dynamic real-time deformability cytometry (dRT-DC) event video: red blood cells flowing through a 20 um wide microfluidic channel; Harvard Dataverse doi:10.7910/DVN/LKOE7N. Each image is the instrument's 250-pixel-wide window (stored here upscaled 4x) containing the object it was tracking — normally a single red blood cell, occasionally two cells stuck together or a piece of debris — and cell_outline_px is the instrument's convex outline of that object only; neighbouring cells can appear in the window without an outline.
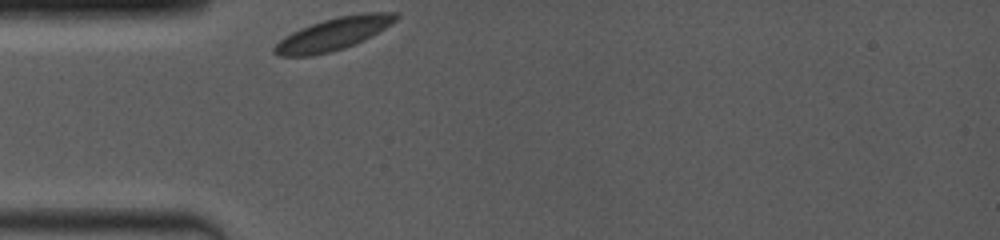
{"species": "common noctule bat (a hibernating species)", "species_latin": "Nyctalus noctula", "temperature_condition": "room temperature", "stored_images_in_passage": 39, "camera_frame_rate_fps": 4000, "um_per_image_px": 0.085, "animal": {"sex": "female", "body_mass_g": 19.0, "forearm_length_mm": 53.3}, "frame": {"image": 1, "passage_image": 1, "time_ms": 0.0, "image_size_px": [1000, 240], "cell_outline_px": [[400, 16], [396, 20], [372, 36], [356, 44], [332, 52], [312, 56], [276, 56], [272, 52], [272, 48], [284, 36], [300, 28], [324, 20], [340, 16], [364, 12], [396, 12]], "centroid_in_image_um": [28.33, 2.9], "position_along_channel_um": 56.7, "area_um2": 23.06}}
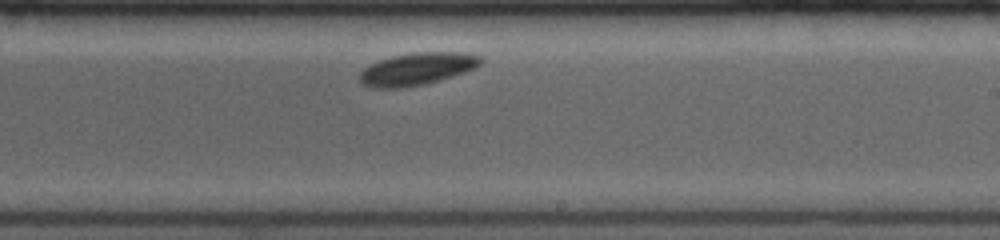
{"frame": {"image": 2, "passage_image": 23, "time_ms": 5.5, "image_size_px": [1000, 240], "cell_outline_px": [[484, 60], [480, 64], [464, 72], [440, 80], [424, 84], [400, 88], [380, 88], [364, 84], [360, 80], [360, 72], [364, 68], [380, 60], [392, 56], [416, 52], [464, 52], [480, 56]], "centroid_in_image_um": [35.48, 5.84], "position_along_channel_um": 253.5, "area_um2": 22.48}}
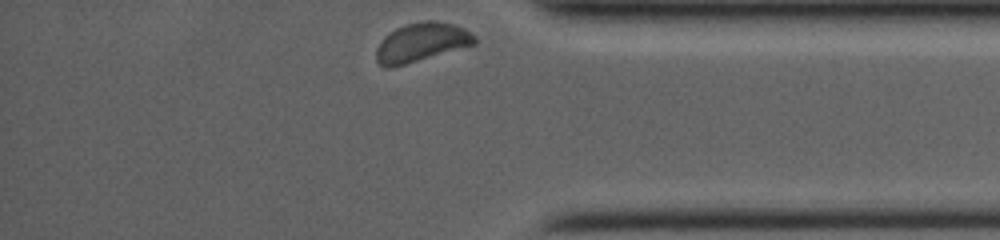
{"frame": {"image": 3, "passage_image": 39, "time_ms": 9.5, "image_size_px": [1000, 240], "cell_outline_px": [[476, 44], [392, 68], [384, 68], [376, 60], [376, 48], [384, 36], [396, 28], [404, 24], [424, 20], [436, 20], [452, 24], [464, 28], [476, 36]], "centroid_in_image_um": [35.81, 3.59], "position_along_channel_um": 399.4, "area_um2": 22.43}}